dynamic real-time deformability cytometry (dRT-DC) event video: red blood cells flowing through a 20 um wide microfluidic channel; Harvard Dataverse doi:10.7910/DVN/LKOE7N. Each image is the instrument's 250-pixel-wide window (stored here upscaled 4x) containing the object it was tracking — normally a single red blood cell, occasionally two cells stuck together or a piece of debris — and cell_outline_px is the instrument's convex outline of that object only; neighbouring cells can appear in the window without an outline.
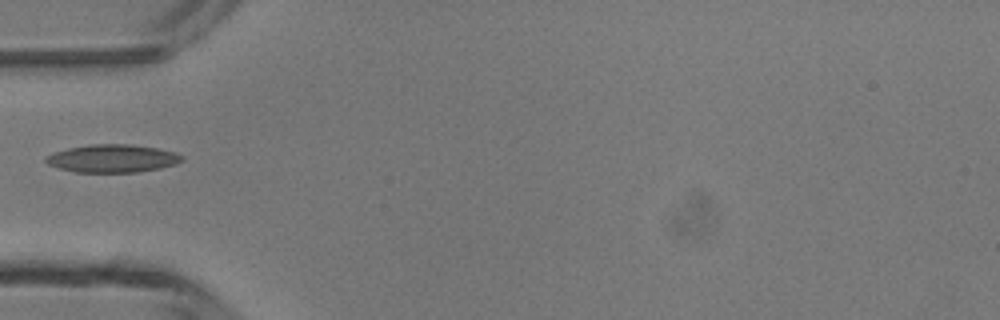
{"species": "common noctule bat (a hibernating species)", "species_latin": "Nyctalus noctula", "temperature_condition": "room temperature", "stored_images_in_passage": 3, "camera_frame_rate_fps": 3000, "um_per_image_px": 0.085, "animal": {"sex": "male", "body_mass_g": 13.3}, "frame": {"image": 1, "passage_image": 1, "time_ms": 0.0, "image_size_px": [1000, 320], "cell_outline_px": [[184, 160], [176, 164], [160, 168], [136, 172], [76, 172], [60, 168], [48, 164], [44, 160], [44, 156], [68, 148], [88, 144], [128, 144], [156, 148], [176, 152], [184, 156]], "centroid_in_image_um": [9.57, 13.46], "position_along_channel_um": 75.4, "area_um2": 22.14}}